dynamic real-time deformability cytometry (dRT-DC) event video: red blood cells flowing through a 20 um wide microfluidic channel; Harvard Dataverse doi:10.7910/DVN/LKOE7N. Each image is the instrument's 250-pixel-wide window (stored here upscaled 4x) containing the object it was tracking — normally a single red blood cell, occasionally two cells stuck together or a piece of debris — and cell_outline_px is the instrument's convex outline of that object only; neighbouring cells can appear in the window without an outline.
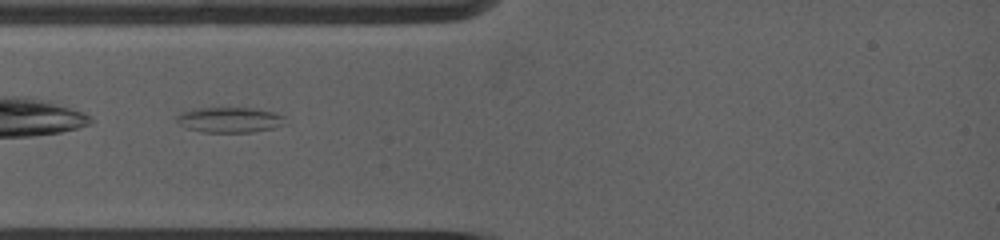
{"species": "common noctule bat (a hibernating species)", "species_latin": "Nyctalus noctula", "temperature_condition": "warm", "stored_images_in_passage": 47, "camera_frame_rate_fps": 5000, "um_per_image_px": 0.085, "animal": {"sex": "female", "body_mass_g": 19.0, "forearm_length_mm": 53.3}, "frame": {"image": 1, "passage_image": 1, "time_ms": 0.0, "image_size_px": [1000, 240], "cell_outline_px": [[288, 124], [272, 128], [252, 132], [204, 132], [188, 128], [180, 124], [176, 120], [176, 116], [180, 112], [192, 108], [256, 108], [272, 112], [284, 116]], "centroid_in_image_um": [19.53, 10.18], "position_along_channel_um": 65.5, "area_um2": 16.13}}
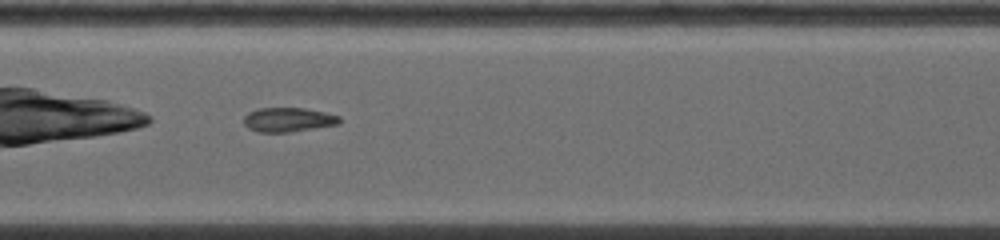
{"frame": {"image": 2, "passage_image": 16, "time_ms": 3.0, "image_size_px": [1000, 240], "cell_outline_px": [[340, 124], [288, 132], [260, 132], [248, 128], [244, 124], [244, 116], [248, 112], [260, 108], [304, 108], [324, 112], [340, 116]], "centroid_in_image_um": [24.49, 10.17], "position_along_channel_um": 182.9, "area_um2": 13.47}}
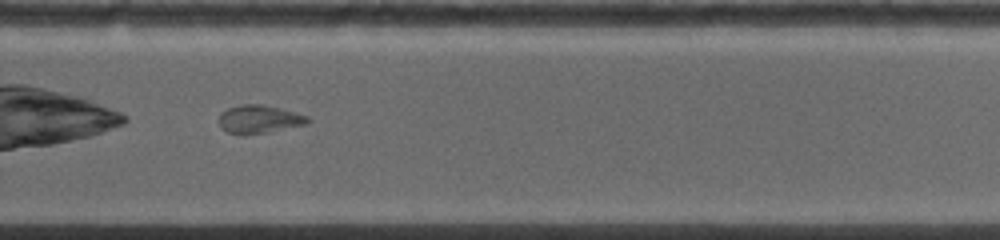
{"frame": {"image": 3, "passage_image": 29, "time_ms": 6.2, "image_size_px": [1000, 240], "cell_outline_px": [[312, 120], [308, 124], [268, 132], [228, 132], [220, 128], [220, 112], [228, 108], [240, 104], [264, 104], [296, 112], [308, 116]], "centroid_in_image_um": [22.09, 10.09], "position_along_channel_um": 307.7, "area_um2": 14.33}}